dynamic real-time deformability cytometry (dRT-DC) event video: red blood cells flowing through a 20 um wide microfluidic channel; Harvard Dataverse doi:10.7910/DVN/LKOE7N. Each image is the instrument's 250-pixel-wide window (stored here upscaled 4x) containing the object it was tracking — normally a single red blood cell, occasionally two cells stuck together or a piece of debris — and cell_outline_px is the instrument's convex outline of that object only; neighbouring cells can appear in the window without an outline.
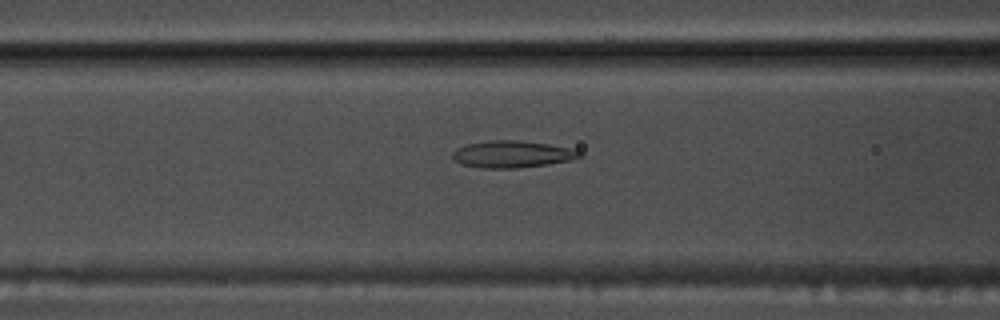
{"species": "common noctule bat (a hibernating species)", "species_latin": "Nyctalus noctula", "temperature_condition": "warm", "stored_images_in_passage": 40, "camera_frame_rate_fps": 3000, "um_per_image_px": 0.085, "animal": {"sex": "male", "body_mass_g": 17.5, "forearm_length_mm": 52.3}, "frame": {"image": 1, "passage_image": 12, "time_ms": 3.667, "image_size_px": [1000, 320], "cell_outline_px": [[584, 156], [572, 160], [548, 164], [516, 168], [484, 168], [460, 164], [452, 156], [452, 152], [456, 148], [468, 144], [492, 140], [520, 140], [552, 144], [572, 148], [580, 152]], "centroid_in_image_um": [43.58, 13.1], "position_along_channel_um": 123.0, "area_um2": 20.06}}
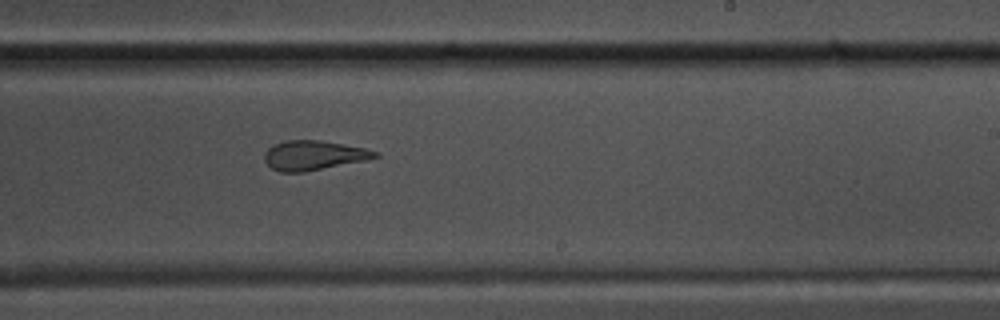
{"frame": {"image": 2, "passage_image": 23, "time_ms": 7.333, "image_size_px": [1000, 320], "cell_outline_px": [[380, 156], [368, 160], [304, 172], [280, 172], [272, 168], [264, 160], [264, 156], [268, 148], [272, 144], [284, 140], [320, 140], [364, 148], [380, 152]], "centroid_in_image_um": [26.67, 13.2], "position_along_channel_um": 262.3, "area_um2": 19.13}}
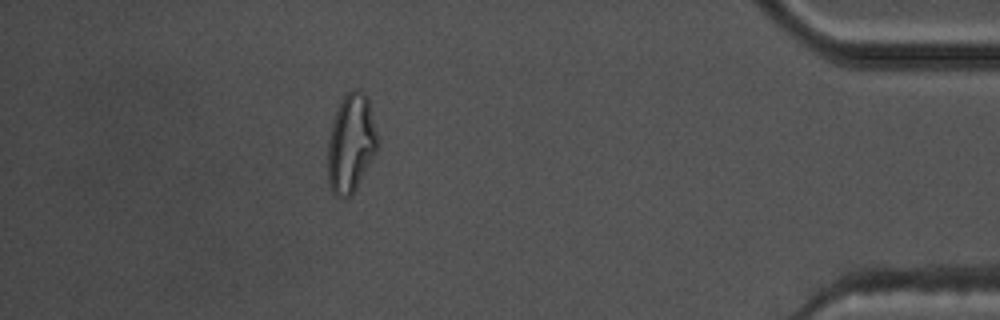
{"frame": {"image": 3, "passage_image": 38, "time_ms": 12.333, "image_size_px": [1000, 320], "cell_outline_px": [[376, 152], [352, 196], [336, 196], [332, 192], [328, 180], [328, 140], [336, 108], [344, 96], [352, 88], [360, 88], [368, 96], [376, 132]], "centroid_in_image_um": [29.82, 12.15], "position_along_channel_um": 405.4, "area_um2": 28.44}}